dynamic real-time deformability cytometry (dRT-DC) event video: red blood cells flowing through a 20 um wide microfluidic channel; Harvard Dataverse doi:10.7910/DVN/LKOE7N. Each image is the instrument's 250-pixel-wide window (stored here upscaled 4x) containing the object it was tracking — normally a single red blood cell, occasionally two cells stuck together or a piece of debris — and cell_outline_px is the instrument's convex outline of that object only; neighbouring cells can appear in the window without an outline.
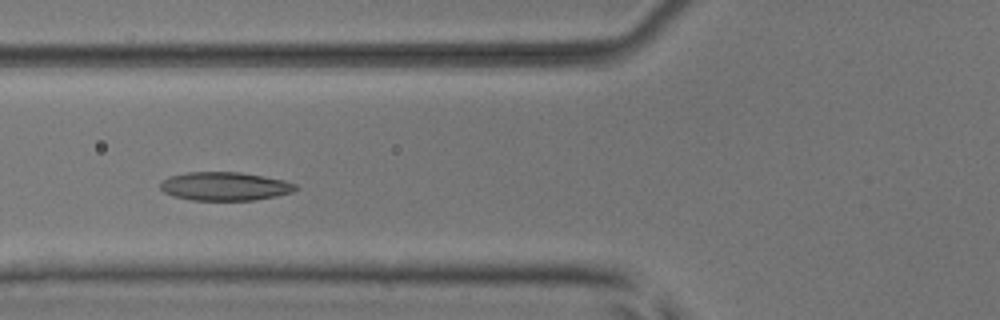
{"species": "common noctule bat (a hibernating species)", "species_latin": "Nyctalus noctula", "temperature_condition": "room temperature", "stored_images_in_passage": 5, "camera_frame_rate_fps": 3000, "um_per_image_px": 0.085, "animal": {"sex": "male", "body_mass_g": 17.9, "forearm_length_mm": 54.2}, "frame": {"image": 1, "passage_image": 4, "time_ms": 3.333, "image_size_px": [1000, 320], "cell_outline_px": [[300, 188], [292, 192], [276, 196], [256, 200], [192, 200], [172, 196], [164, 192], [160, 188], [160, 180], [172, 176], [188, 172], [240, 172], [264, 176], [284, 180], [296, 184]], "centroid_in_image_um": [19.12, 15.83], "position_along_channel_um": 106.7, "area_um2": 22.6}}
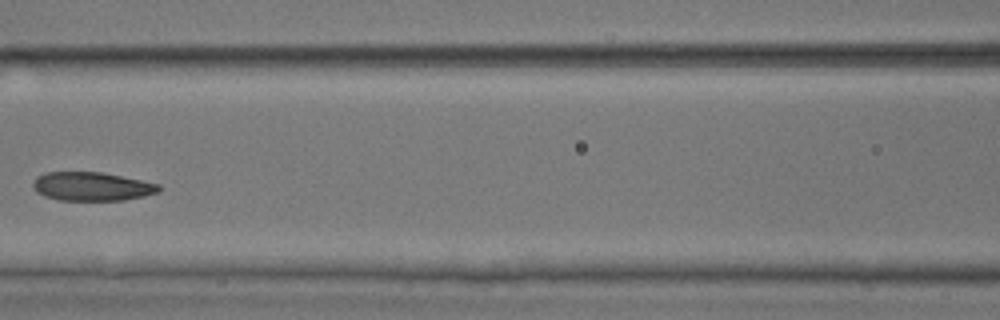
{"frame": {"image": 2, "passage_image": 5, "time_ms": 4.667, "image_size_px": [1000, 320], "cell_outline_px": [[160, 192], [144, 196], [124, 200], [60, 200], [44, 196], [36, 192], [32, 184], [36, 176], [44, 172], [100, 172], [160, 184]], "centroid_in_image_um": [7.78, 15.85], "position_along_channel_um": 158.8, "area_um2": 21.04}}